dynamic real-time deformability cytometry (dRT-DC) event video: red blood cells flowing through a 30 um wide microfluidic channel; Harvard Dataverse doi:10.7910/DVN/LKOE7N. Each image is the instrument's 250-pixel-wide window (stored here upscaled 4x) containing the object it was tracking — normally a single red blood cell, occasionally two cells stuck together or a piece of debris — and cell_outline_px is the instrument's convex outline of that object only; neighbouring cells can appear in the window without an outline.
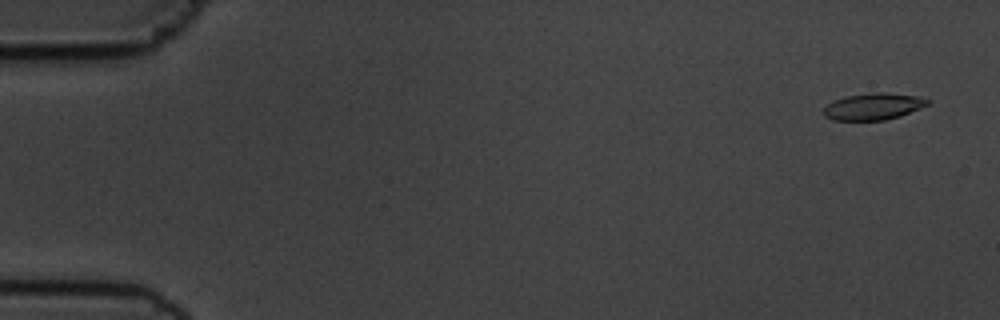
{"species": "common noctule bat (a hibernating species)", "species_latin": "Nyctalus noctula", "temperature_condition": "cold", "stored_images_in_passage": 15, "camera_frame_rate_fps": 3000, "um_per_image_px": 0.085, "animal": {"sex": "male", "body_mass_g": 19.5, "forearm_length_mm": 54.6}, "frame": {"image": 1, "passage_image": 3, "time_ms": 0.667, "image_size_px": [1000, 320], "cell_outline_px": [[928, 104], [920, 108], [900, 116], [884, 120], [832, 120], [824, 116], [824, 108], [832, 100], [844, 96], [872, 92], [884, 92], [916, 96], [928, 100]], "centroid_in_image_um": [74.18, 9.04], "position_along_channel_um": 10.8, "area_um2": 16.13}}